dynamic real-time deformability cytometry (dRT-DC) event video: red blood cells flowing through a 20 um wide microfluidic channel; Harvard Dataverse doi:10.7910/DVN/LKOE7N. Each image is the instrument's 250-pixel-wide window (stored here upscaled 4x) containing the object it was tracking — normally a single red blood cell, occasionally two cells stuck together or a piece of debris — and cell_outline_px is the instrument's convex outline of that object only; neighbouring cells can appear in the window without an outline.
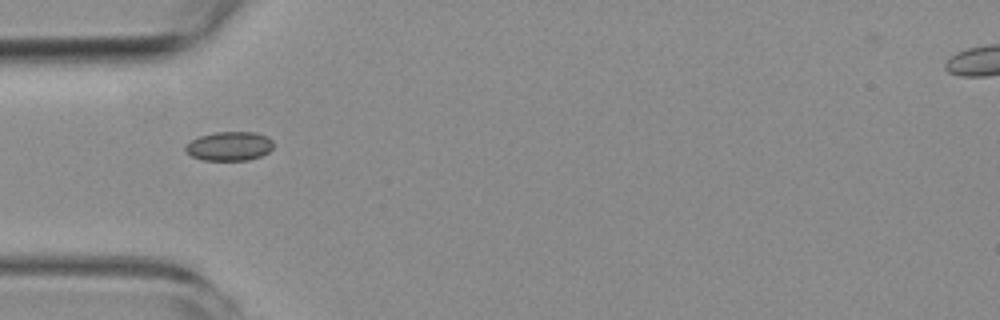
{"species": "common noctule bat (a hibernating species)", "species_latin": "Nyctalus noctula", "temperature_condition": "room temperature", "stored_images_in_passage": 3, "camera_frame_rate_fps": 3000, "um_per_image_px": 0.085, "animal": {"sex": "female", "body_mass_g": 19.3, "forearm_length_mm": 54.1}, "frame": {"image": 1, "passage_image": 1, "time_ms": 0.0, "image_size_px": [1000, 320], "cell_outline_px": [[272, 148], [268, 152], [260, 156], [248, 160], [204, 160], [192, 156], [184, 148], [192, 140], [200, 136], [216, 132], [256, 132], [268, 136], [272, 140]], "centroid_in_image_um": [19.53, 12.42], "position_along_channel_um": 65.5, "area_um2": 14.74}}
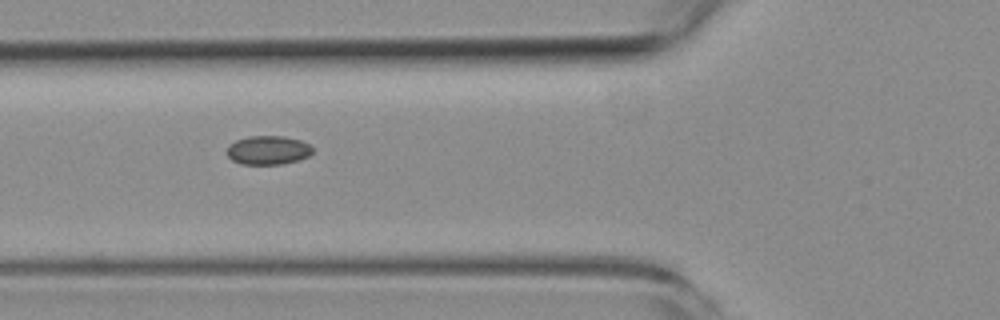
{"frame": {"image": 2, "passage_image": 2, "time_ms": 1.0, "image_size_px": [1000, 320], "cell_outline_px": [[312, 152], [308, 156], [300, 160], [284, 164], [240, 164], [232, 160], [228, 156], [228, 144], [236, 140], [248, 136], [284, 136], [300, 140], [308, 144], [312, 148]], "centroid_in_image_um": [22.78, 12.77], "position_along_channel_um": 103.0, "area_um2": 14.45}}
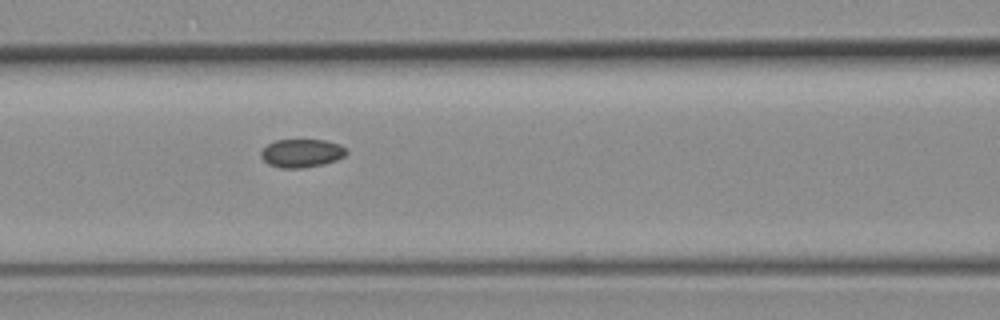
{"frame": {"image": 3, "passage_image": 3, "time_ms": 2.0, "image_size_px": [1000, 320], "cell_outline_px": [[348, 152], [344, 156], [336, 160], [324, 164], [300, 168], [280, 168], [268, 164], [260, 156], [260, 152], [268, 144], [276, 140], [324, 140], [340, 144], [348, 148]], "centroid_in_image_um": [25.66, 13.02], "position_along_channel_um": 140.9, "area_um2": 14.16}}